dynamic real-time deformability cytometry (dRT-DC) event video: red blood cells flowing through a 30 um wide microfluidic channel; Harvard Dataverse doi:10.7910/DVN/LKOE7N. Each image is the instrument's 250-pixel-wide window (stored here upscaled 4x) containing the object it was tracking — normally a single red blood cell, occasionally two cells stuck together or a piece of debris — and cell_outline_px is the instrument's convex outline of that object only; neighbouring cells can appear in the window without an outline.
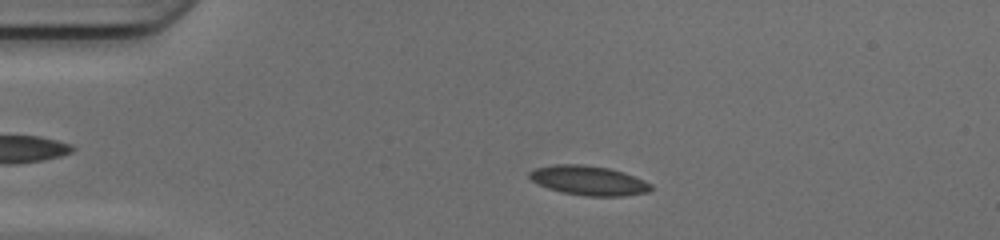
{"species": "common noctule bat (a hibernating species)", "species_latin": "Nyctalus noctula", "temperature_condition": "cold", "stored_images_in_passage": 48, "camera_frame_rate_fps": 3000, "um_per_image_px": 0.085, "animal": {"sex": "female", "body_mass_g": 17.0, "forearm_length_mm": 48.0}, "frame": {"image": 1, "passage_image": 9, "time_ms": 2.667, "image_size_px": [1000, 240], "cell_outline_px": [[652, 188], [648, 192], [624, 196], [584, 196], [560, 192], [536, 184], [528, 176], [528, 172], [536, 168], [556, 164], [584, 164], [608, 168], [624, 172], [644, 180], [652, 184]], "centroid_in_image_um": [50.02, 15.34], "position_along_channel_um": 35.0, "area_um2": 21.04}}
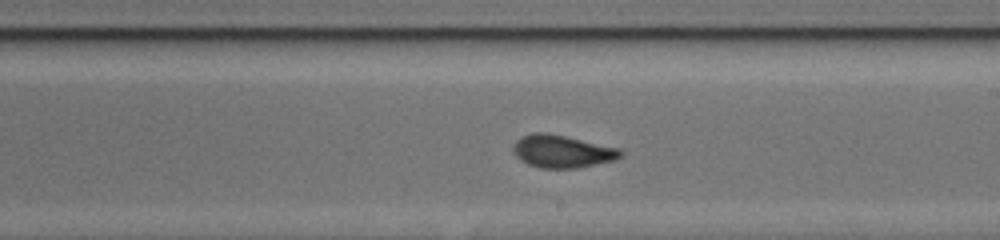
{"frame": {"image": 2, "passage_image": 27, "time_ms": 8.667, "image_size_px": [1000, 240], "cell_outline_px": [[624, 152], [620, 156], [612, 160], [580, 168], [540, 168], [528, 164], [520, 160], [512, 152], [512, 148], [516, 140], [532, 132], [548, 132], [620, 148]], "centroid_in_image_um": [47.75, 12.86], "position_along_channel_um": 241.2, "area_um2": 20.52}}
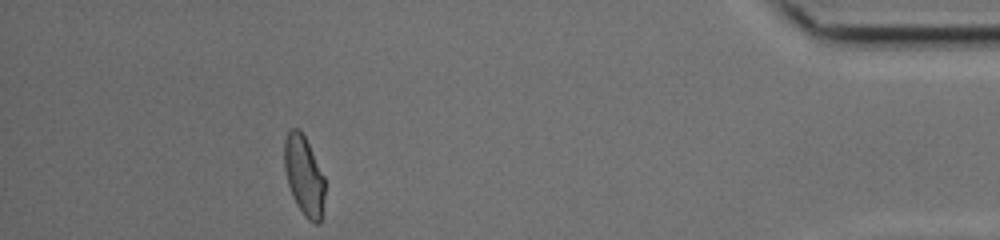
{"frame": {"image": 3, "passage_image": 43, "time_ms": 14.0, "image_size_px": [1000, 240], "cell_outline_px": [[324, 200], [320, 224], [312, 224], [304, 216], [296, 204], [292, 196], [288, 184], [284, 168], [284, 140], [288, 132], [292, 128], [300, 128], [324, 176]], "centroid_in_image_um": [25.83, 14.96], "position_along_channel_um": 409.4, "area_um2": 18.84}, "authors_computed_cell_mechanics": {"area_um2": 19.9699, "velocity_mm_per_s": 4.1889, "shape_relaxation_time_tau1_ms": 10.4538, "shape_relaxation_time_tau2_ms": 1.6687, "deformation_change_tau1": 0.2487, "deformation_change_tau2": 0.0758}}